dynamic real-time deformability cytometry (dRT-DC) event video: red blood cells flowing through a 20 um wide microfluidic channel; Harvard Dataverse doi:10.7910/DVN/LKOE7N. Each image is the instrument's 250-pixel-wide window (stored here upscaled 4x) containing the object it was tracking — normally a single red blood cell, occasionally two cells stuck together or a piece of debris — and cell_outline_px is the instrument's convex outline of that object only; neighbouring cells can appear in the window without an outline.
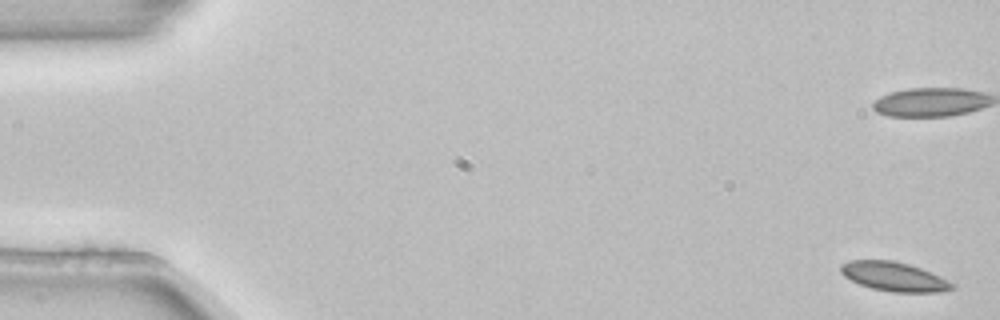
{"species": "common noctule bat (a hibernating species)", "species_latin": "Nyctalus noctula", "temperature_condition": "room temperature", "stored_images_in_passage": 5, "camera_frame_rate_fps": 3000, "um_per_image_px": 0.085, "animal": {"sex": "female", "body_mass_g": 22.7, "forearm_length_mm": 54.2}, "frame": {"image": 1, "passage_image": 1, "time_ms": 0.0, "image_size_px": [1000, 320], "cell_outline_px": [[956, 288], [940, 292], [892, 292], [872, 288], [860, 284], [844, 276], [840, 272], [840, 264], [848, 260], [892, 260], [908, 264], [920, 268], [940, 276], [956, 284]], "centroid_in_image_um": [76.0, 23.51], "position_along_channel_um": 9.0, "area_um2": 18.96}}
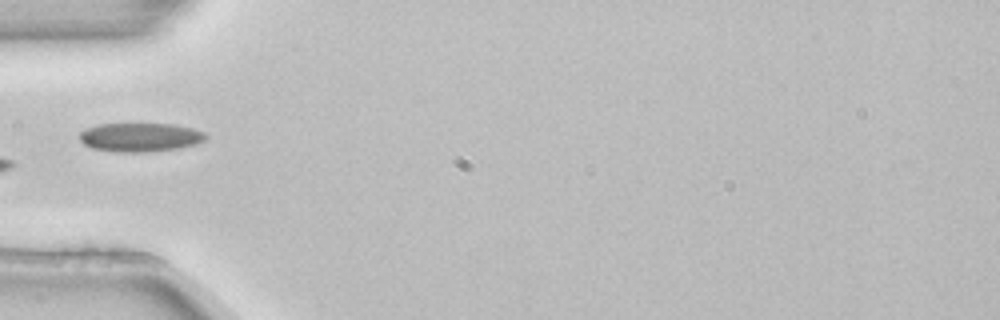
{"frame": {"image": 2, "passage_image": 5, "time_ms": 1.333, "image_size_px": [1000, 320], "cell_outline_px": [[208, 136], [204, 140], [196, 144], [180, 148], [144, 152], [116, 152], [92, 148], [84, 144], [80, 140], [80, 132], [84, 128], [96, 124], [172, 124], [192, 128], [204, 132]], "centroid_in_image_um": [11.9, 11.66], "position_along_channel_um": 73.1, "area_um2": 21.27}}